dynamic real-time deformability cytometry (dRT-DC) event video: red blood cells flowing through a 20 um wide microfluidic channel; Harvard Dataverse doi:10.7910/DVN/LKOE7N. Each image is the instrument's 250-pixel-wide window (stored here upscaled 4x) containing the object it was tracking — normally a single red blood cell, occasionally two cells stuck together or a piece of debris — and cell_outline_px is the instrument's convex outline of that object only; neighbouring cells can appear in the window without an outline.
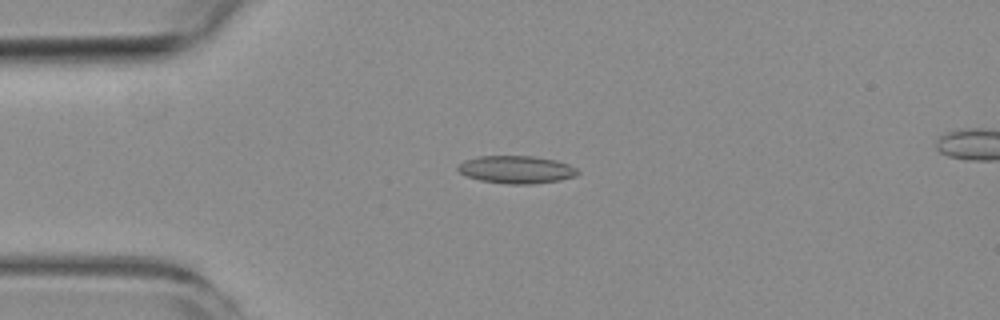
{"species": "common noctule bat (a hibernating species)", "species_latin": "Nyctalus noctula", "temperature_condition": "room temperature", "stored_images_in_passage": 4, "camera_frame_rate_fps": 3000, "um_per_image_px": 0.085, "animal": {"sex": "female", "body_mass_g": 19.3, "forearm_length_mm": 54.1}, "frame": {"image": 1, "passage_image": 2, "time_ms": 1.333, "image_size_px": [1000, 320], "cell_outline_px": [[580, 172], [576, 176], [560, 180], [532, 184], [508, 184], [480, 180], [468, 176], [460, 172], [456, 168], [464, 160], [480, 156], [532, 156], [556, 160], [568, 164], [576, 168]], "centroid_in_image_um": [43.91, 14.41], "position_along_channel_um": 41.1, "area_um2": 19.25}}